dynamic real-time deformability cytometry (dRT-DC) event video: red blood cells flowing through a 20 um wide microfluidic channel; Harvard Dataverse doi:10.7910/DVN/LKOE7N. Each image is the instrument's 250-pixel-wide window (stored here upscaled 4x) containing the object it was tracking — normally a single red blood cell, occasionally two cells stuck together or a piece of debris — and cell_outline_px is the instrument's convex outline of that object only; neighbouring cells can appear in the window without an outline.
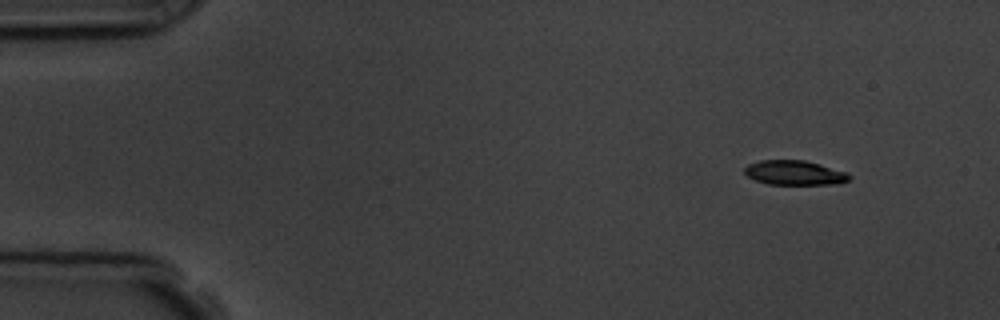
{"species": "common noctule bat (a hibernating species)", "species_latin": "Nyctalus noctula", "temperature_condition": "room temperature", "stored_images_in_passage": 3, "camera_frame_rate_fps": 3000, "um_per_image_px": 0.085, "animal": {"sex": "male", "body_mass_g": 19.5, "forearm_length_mm": 54.6}, "frame": {"image": 1, "passage_image": 1, "time_ms": 0.0, "image_size_px": [1000, 320], "cell_outline_px": [[852, 176], [848, 180], [836, 184], [768, 184], [756, 180], [748, 176], [744, 172], [744, 168], [748, 164], [760, 160], [804, 160], [820, 164], [848, 172]], "centroid_in_image_um": [67.55, 14.68], "position_along_channel_um": 17.4, "area_um2": 14.97}}